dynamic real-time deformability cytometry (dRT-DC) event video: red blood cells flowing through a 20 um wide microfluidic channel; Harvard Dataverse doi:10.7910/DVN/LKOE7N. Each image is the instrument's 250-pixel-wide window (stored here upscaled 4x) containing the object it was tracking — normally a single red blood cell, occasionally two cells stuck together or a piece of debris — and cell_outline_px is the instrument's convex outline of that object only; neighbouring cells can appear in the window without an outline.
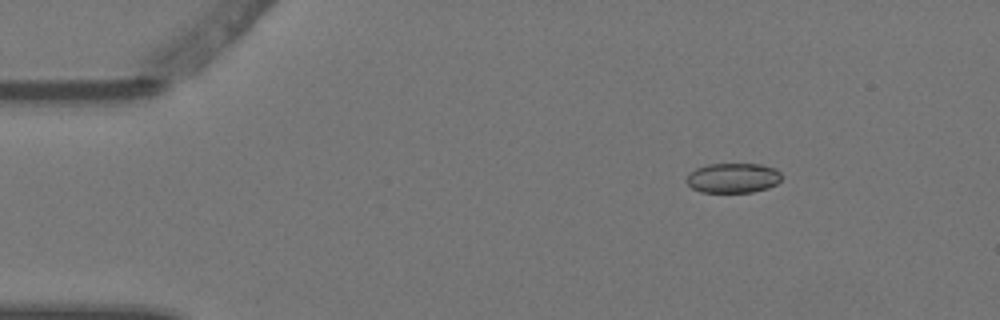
{"species": "Egyptian fruit bat (a non-hibernating species)", "species_latin": "Rousettus aegyptiacus", "temperature_condition": "warm", "stored_images_in_passage": 5, "camera_frame_rate_fps": 3000, "um_per_image_px": 0.085, "animal": {"sex": "female"}, "frame": {"image": 1, "passage_image": 3, "time_ms": 0.667, "image_size_px": [1000, 320], "cell_outline_px": [[780, 180], [776, 184], [768, 188], [752, 192], [700, 192], [692, 188], [684, 180], [688, 172], [696, 168], [708, 164], [760, 164], [776, 168], [780, 172]], "centroid_in_image_um": [62.27, 15.12], "position_along_channel_um": 22.7, "area_um2": 16.7}}